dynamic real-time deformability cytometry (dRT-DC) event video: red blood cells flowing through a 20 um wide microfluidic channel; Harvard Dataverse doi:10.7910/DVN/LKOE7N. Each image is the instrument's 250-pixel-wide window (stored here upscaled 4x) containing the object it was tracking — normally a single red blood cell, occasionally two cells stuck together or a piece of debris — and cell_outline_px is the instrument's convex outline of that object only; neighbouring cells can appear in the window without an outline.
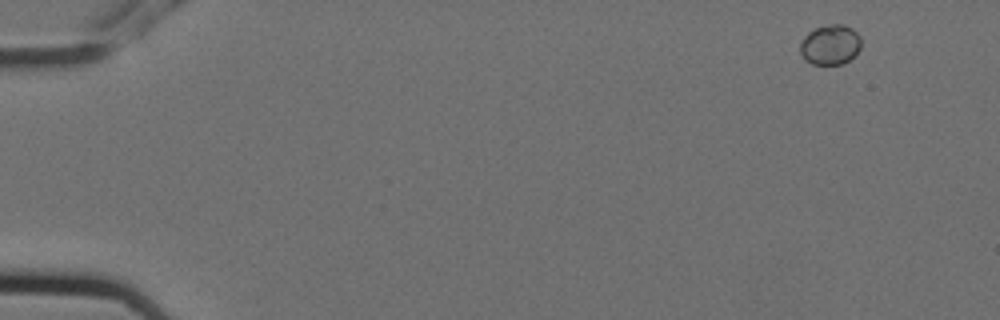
{"species": "Egyptian fruit bat (a non-hibernating species)", "species_latin": "Rousettus aegyptiacus", "temperature_condition": "cold", "stored_images_in_passage": 4, "camera_frame_rate_fps": 3000, "um_per_image_px": 0.085, "animal": {"sex": "female"}, "frame": {"image": 1, "passage_image": 1, "time_ms": 0.0, "image_size_px": [1000, 320], "cell_outline_px": [[860, 48], [844, 64], [812, 64], [804, 60], [800, 52], [800, 40], [808, 32], [816, 28], [832, 24], [840, 24], [852, 28], [860, 36]], "centroid_in_image_um": [70.54, 3.81], "position_along_channel_um": 14.5, "area_um2": 14.16}}